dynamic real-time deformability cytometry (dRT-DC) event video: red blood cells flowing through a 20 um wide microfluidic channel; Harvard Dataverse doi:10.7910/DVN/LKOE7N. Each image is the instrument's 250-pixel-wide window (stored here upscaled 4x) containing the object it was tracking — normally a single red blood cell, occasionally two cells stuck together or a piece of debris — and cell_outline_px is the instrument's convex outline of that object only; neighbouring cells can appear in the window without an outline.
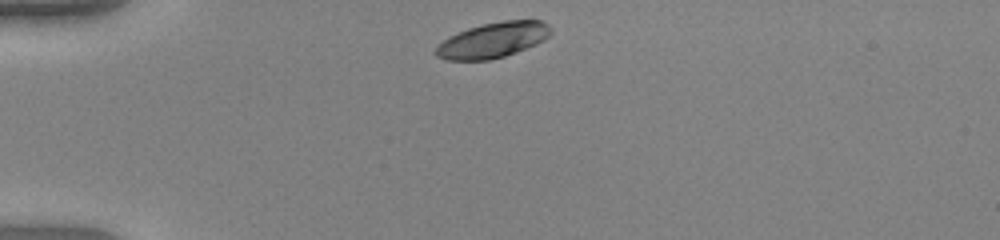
{"species": "human", "species_latin": "Homo sapiens", "temperature_condition": "warm", "stored_images_in_passage": 33, "camera_frame_rate_fps": 3000, "um_per_image_px": 0.085, "donor": {"sex": "female"}, "frame": {"image": 1, "passage_image": 1, "time_ms": 0.0, "image_size_px": [1000, 240], "cell_outline_px": [[552, 32], [544, 40], [536, 44], [516, 52], [504, 56], [488, 60], [444, 60], [436, 56], [432, 52], [448, 36], [468, 28], [484, 24], [504, 20], [540, 20], [548, 24], [552, 28]], "centroid_in_image_um": [41.89, 3.41], "position_along_channel_um": 43.1, "area_um2": 23.7}}
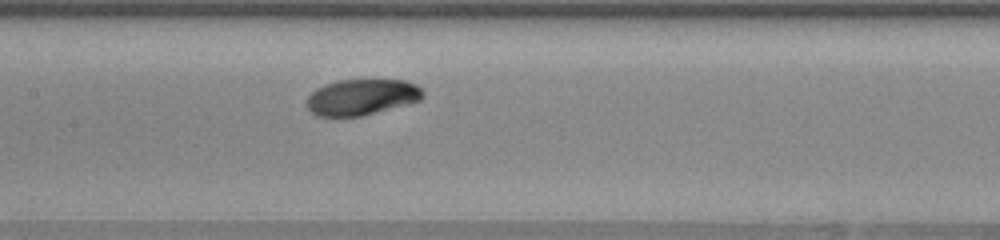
{"frame": {"image": 2, "passage_image": 14, "time_ms": 4.333, "image_size_px": [1000, 240], "cell_outline_px": [[424, 96], [420, 100], [412, 104], [360, 116], [316, 116], [308, 108], [308, 96], [316, 88], [324, 84], [336, 80], [404, 80], [416, 84], [424, 92]], "centroid_in_image_um": [30.78, 8.25], "position_along_channel_um": 176.6, "area_um2": 24.51}}
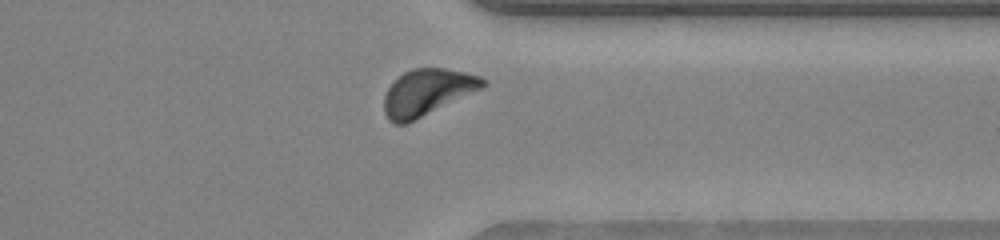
{"frame": {"image": 3, "passage_image": 29, "time_ms": 9.333, "image_size_px": [1000, 240], "cell_outline_px": [[488, 84], [408, 124], [396, 124], [388, 120], [384, 112], [384, 96], [388, 88], [404, 72], [412, 68], [444, 68], [464, 72], [480, 76], [488, 80]], "centroid_in_image_um": [36.29, 7.85], "position_along_channel_um": 375.1, "area_um2": 26.41}, "authors_computed_cell_mechanics": {"area_um2": 25.2008, "velocity_mm_per_s": 3.9793, "shape_relaxation_time_tau1_ms": 2.9113, "shape_relaxation_time_tau2_ms": null, "deformation_change_tau1": 0.1479, "deformation_change_tau2": null}}